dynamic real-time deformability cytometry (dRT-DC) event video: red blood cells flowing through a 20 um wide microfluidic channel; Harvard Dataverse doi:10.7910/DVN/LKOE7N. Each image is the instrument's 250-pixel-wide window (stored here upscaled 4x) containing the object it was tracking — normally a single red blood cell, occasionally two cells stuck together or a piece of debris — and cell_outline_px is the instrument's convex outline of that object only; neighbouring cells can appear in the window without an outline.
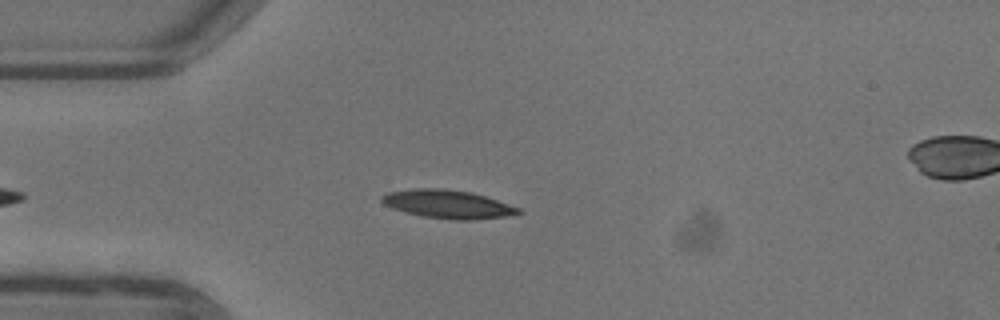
{"species": "common noctule bat (a hibernating species)", "species_latin": "Nyctalus noctula", "temperature_condition": "warm", "stored_images_in_passage": 39, "camera_frame_rate_fps": 3000, "um_per_image_px": 0.085, "animal": {"sex": "female"}, "frame": {"image": 1, "passage_image": 9, "time_ms": 2.667, "image_size_px": [1000, 320], "cell_outline_px": [[524, 212], [504, 216], [472, 220], [452, 220], [420, 216], [404, 212], [392, 208], [384, 204], [380, 200], [380, 196], [388, 192], [416, 188], [436, 188], [472, 192], [520, 208]], "centroid_in_image_um": [38.01, 17.36], "position_along_channel_um": 47.0, "area_um2": 22.54}}
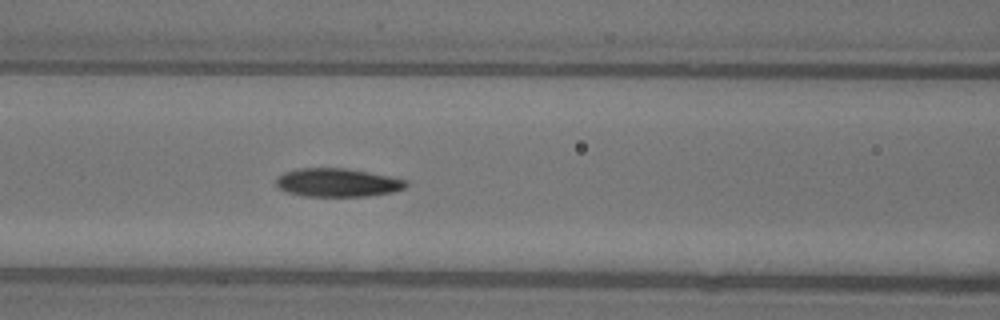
{"frame": {"image": 2, "passage_image": 17, "time_ms": 5.333, "image_size_px": [1000, 320], "cell_outline_px": [[408, 184], [404, 188], [392, 192], [368, 196], [304, 196], [288, 192], [280, 188], [276, 184], [276, 180], [284, 172], [296, 168], [344, 168], [368, 172], [408, 180]], "centroid_in_image_um": [28.69, 15.52], "position_along_channel_um": 137.9, "area_um2": 21.39}}
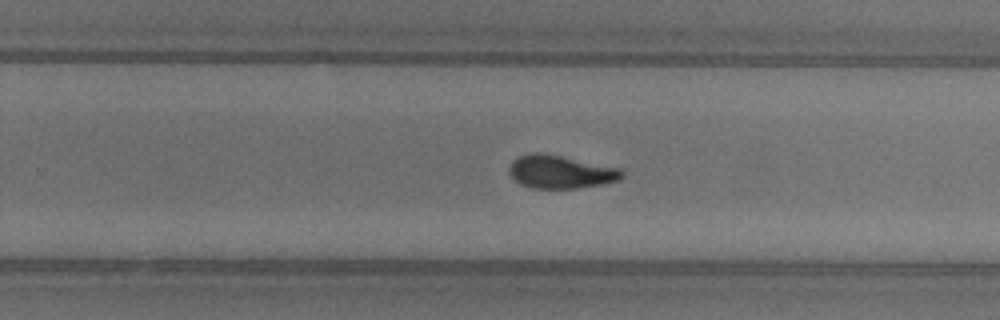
{"frame": {"image": 3, "passage_image": 28, "time_ms": 9.0, "image_size_px": [1000, 320], "cell_outline_px": [[624, 176], [620, 180], [604, 184], [576, 188], [532, 188], [520, 184], [508, 172], [508, 168], [512, 160], [520, 156], [532, 152], [540, 152], [620, 168], [624, 172]], "centroid_in_image_um": [47.65, 14.61], "position_along_channel_um": 282.2, "area_um2": 21.73}, "authors_computed_cell_mechanics": {"area_um2": 21.5594, "velocity_mm_per_s": 3.9475, "shape_relaxation_time_tau1_ms": 6.7902, "shape_relaxation_time_tau2_ms": 1.7763, "deformation_change_tau1": 0.2238, "deformation_change_tau2": 0.0791}}